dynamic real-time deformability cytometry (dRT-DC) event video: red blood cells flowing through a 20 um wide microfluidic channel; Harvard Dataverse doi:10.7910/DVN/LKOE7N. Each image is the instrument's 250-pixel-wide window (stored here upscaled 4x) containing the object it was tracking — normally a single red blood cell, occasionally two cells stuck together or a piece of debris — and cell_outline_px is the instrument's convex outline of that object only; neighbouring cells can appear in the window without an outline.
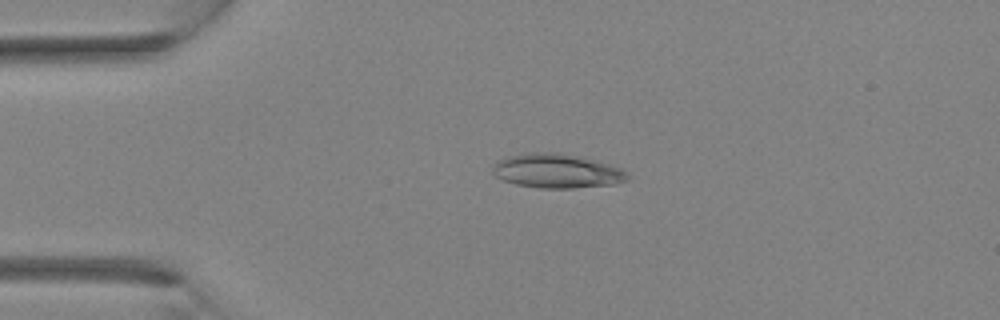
{"species": "Egyptian fruit bat (a non-hibernating species)", "species_latin": "Rousettus aegyptiacus", "temperature_condition": "room temperature", "stored_images_in_passage": 33, "camera_frame_rate_fps": 3000, "um_per_image_px": 0.085, "animal": {"sex": "female"}, "frame": {"image": 1, "passage_image": 8, "time_ms": 2.333, "image_size_px": [1000, 320], "cell_outline_px": [[632, 176], [628, 180], [612, 184], [572, 188], [540, 188], [516, 184], [504, 180], [496, 176], [492, 172], [492, 168], [500, 160], [508, 156], [528, 152], [560, 152], [580, 156], [596, 160], [620, 168], [628, 172]], "centroid_in_image_um": [47.37, 14.52], "position_along_channel_um": 37.6, "area_um2": 26.93}}
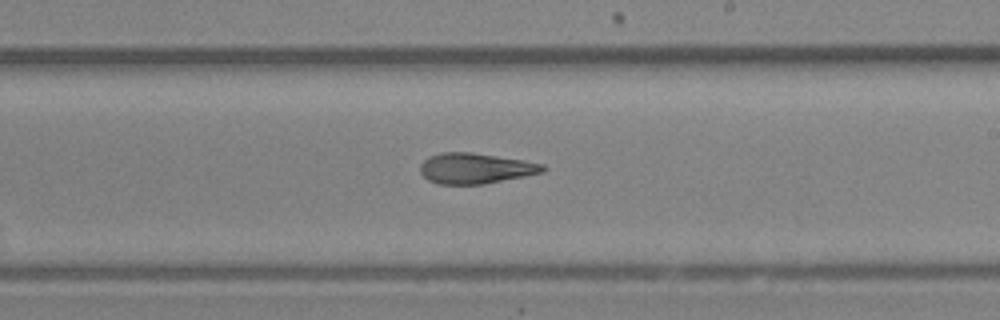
{"frame": {"image": 2, "passage_image": 20, "time_ms": 6.333, "image_size_px": [1000, 320], "cell_outline_px": [[548, 168], [544, 172], [484, 184], [440, 184], [428, 180], [420, 172], [420, 164], [428, 156], [440, 152], [468, 152], [524, 160], [544, 164]], "centroid_in_image_um": [40.41, 14.3], "position_along_channel_um": 248.6, "area_um2": 21.85}}
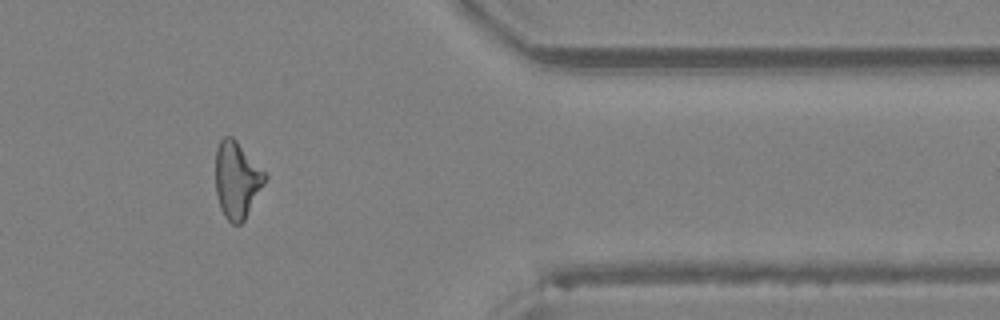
{"frame": {"image": 3, "passage_image": 28, "time_ms": 9.0, "image_size_px": [1000, 320], "cell_outline_px": [[268, 176], [264, 184], [244, 220], [240, 224], [232, 224], [224, 216], [220, 208], [216, 196], [216, 148], [220, 140], [224, 136], [232, 136], [236, 140]], "centroid_in_image_um": [20.11, 15.29], "position_along_channel_um": 391.3, "area_um2": 21.91}}